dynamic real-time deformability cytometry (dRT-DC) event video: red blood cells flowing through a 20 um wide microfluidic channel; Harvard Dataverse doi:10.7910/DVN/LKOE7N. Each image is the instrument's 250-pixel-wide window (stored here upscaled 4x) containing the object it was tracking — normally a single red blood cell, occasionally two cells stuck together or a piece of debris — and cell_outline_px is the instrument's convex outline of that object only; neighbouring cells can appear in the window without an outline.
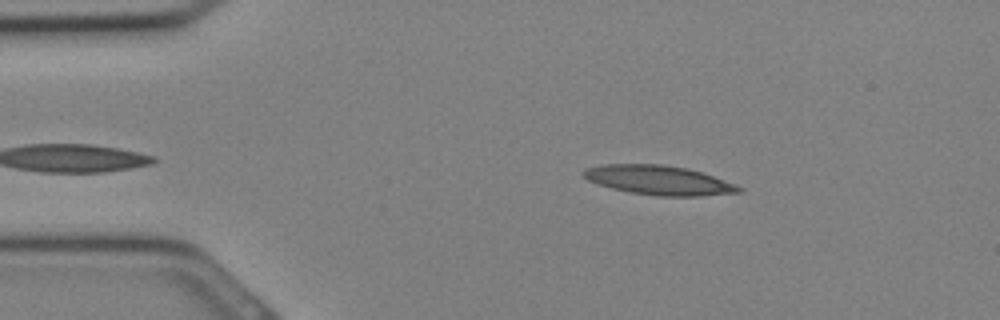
{"species": "Egyptian fruit bat (a non-hibernating species)", "species_latin": "Rousettus aegyptiacus", "temperature_condition": "cold", "stored_images_in_passage": 25, "camera_frame_rate_fps": 3000, "um_per_image_px": 0.085, "animal": {"sex": "female"}, "frame": {"image": 1, "passage_image": 3, "time_ms": 0.667, "image_size_px": [1000, 320], "cell_outline_px": [[744, 192], [700, 196], [656, 196], [632, 192], [612, 188], [588, 180], [580, 172], [584, 168], [604, 164], [664, 164], [688, 168], [712, 176], [744, 188]], "centroid_in_image_um": [55.99, 15.31], "position_along_channel_um": 29.0, "area_um2": 26.47}}
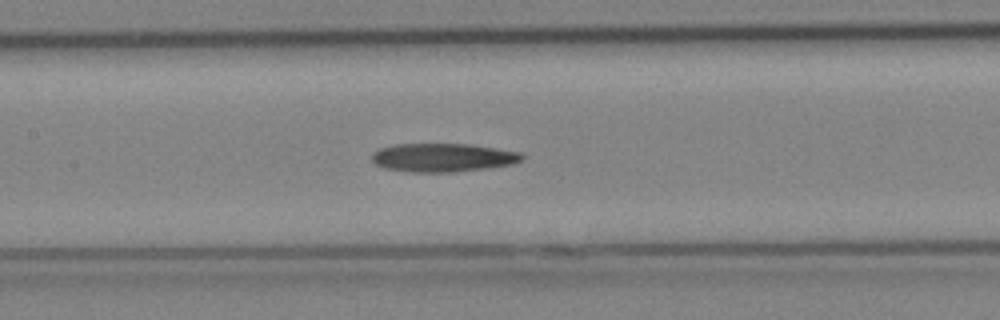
{"frame": {"image": 2, "passage_image": 12, "time_ms": 3.667, "image_size_px": [1000, 320], "cell_outline_px": [[524, 156], [520, 160], [512, 164], [488, 168], [456, 172], [412, 172], [384, 168], [376, 164], [372, 160], [372, 152], [380, 148], [392, 144], [472, 144], [520, 152]], "centroid_in_image_um": [37.62, 13.39], "position_along_channel_um": 169.8, "area_um2": 25.03}}
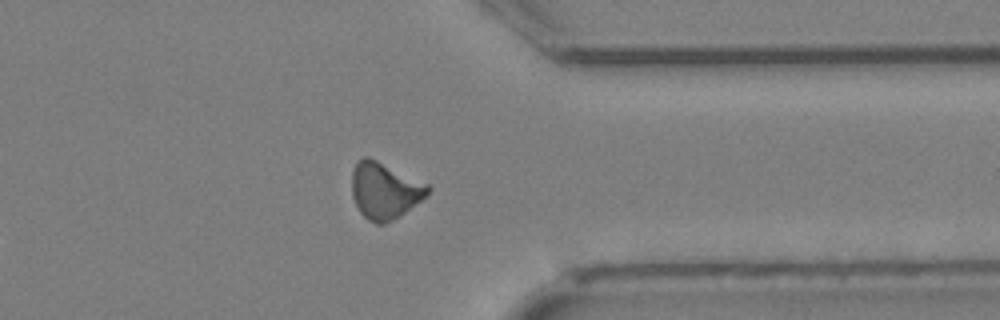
{"frame": {"image": 3, "passage_image": 22, "time_ms": 7.0, "image_size_px": [1000, 320], "cell_outline_px": [[432, 188], [420, 200], [400, 216], [384, 224], [376, 224], [368, 220], [360, 212], [352, 196], [352, 172], [356, 164], [364, 156], [368, 156], [428, 184]], "centroid_in_image_um": [32.67, 16.21], "position_along_channel_um": 378.7, "area_um2": 24.68}}